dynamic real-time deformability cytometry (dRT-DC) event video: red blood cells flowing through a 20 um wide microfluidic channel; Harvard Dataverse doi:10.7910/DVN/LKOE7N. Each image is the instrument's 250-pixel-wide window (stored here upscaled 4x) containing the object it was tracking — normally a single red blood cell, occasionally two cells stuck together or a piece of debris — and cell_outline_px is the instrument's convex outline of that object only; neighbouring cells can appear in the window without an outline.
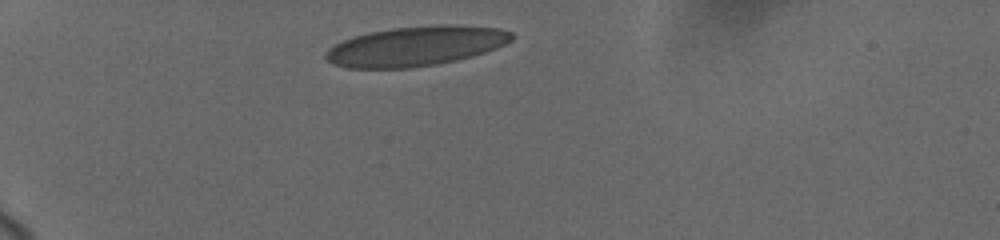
{"species": "human", "species_latin": "Homo sapiens", "temperature_condition": "cold", "stored_images_in_passage": 5, "camera_frame_rate_fps": 3000, "um_per_image_px": 0.085, "donor": {"sex": "female"}, "frame": {"image": 1, "passage_image": 1, "time_ms": 0.0, "image_size_px": [1000, 240], "cell_outline_px": [[512, 40], [496, 48], [484, 52], [456, 60], [436, 64], [408, 68], [344, 68], [332, 64], [324, 56], [324, 52], [328, 48], [352, 36], [368, 32], [392, 28], [440, 24], [448, 24], [500, 28], [512, 32]], "centroid_in_image_um": [35.3, 3.92], "position_along_channel_um": 49.7, "area_um2": 43.06}}
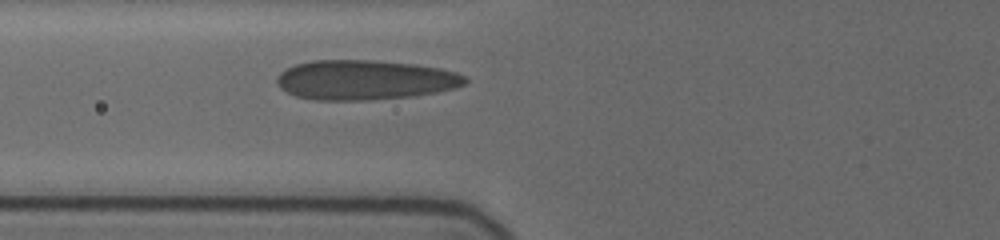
{"frame": {"image": 2, "passage_image": 5, "time_ms": 2.333, "image_size_px": [1000, 240], "cell_outline_px": [[468, 80], [464, 84], [452, 88], [436, 92], [408, 96], [360, 100], [316, 100], [296, 96], [280, 88], [276, 84], [276, 76], [280, 72], [296, 64], [312, 60], [372, 60], [416, 64], [440, 68], [456, 72], [464, 76]], "centroid_in_image_um": [30.97, 6.78], "position_along_channel_um": 94.8, "area_um2": 43.35}}